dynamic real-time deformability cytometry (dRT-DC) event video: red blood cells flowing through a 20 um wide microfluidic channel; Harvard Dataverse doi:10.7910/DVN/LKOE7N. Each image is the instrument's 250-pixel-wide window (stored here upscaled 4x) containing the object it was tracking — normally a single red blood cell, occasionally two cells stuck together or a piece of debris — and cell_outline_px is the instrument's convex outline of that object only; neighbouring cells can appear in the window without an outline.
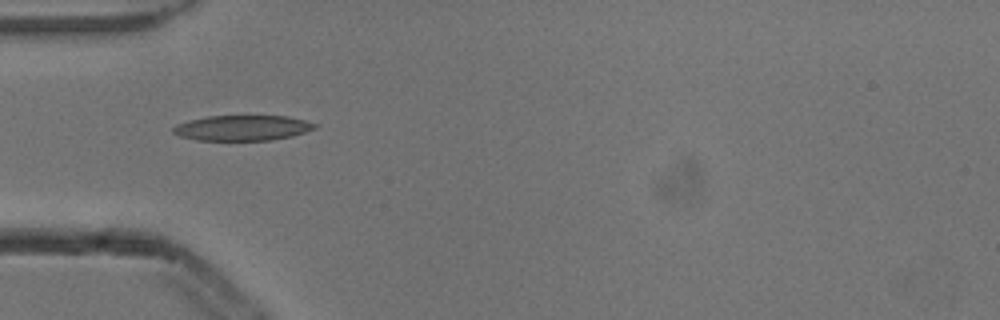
{"species": "common noctule bat (a hibernating species)", "species_latin": "Nyctalus noctula", "temperature_condition": "cold", "stored_images_in_passage": 7, "camera_frame_rate_fps": 3000, "um_per_image_px": 0.085, "animal": {"sex": "male", "body_mass_g": 13.3}, "frame": {"image": 1, "passage_image": 6, "time_ms": 1.667, "image_size_px": [1000, 320], "cell_outline_px": [[316, 128], [292, 136], [272, 140], [196, 140], [180, 136], [172, 132], [172, 128], [176, 124], [188, 120], [208, 116], [288, 116], [304, 120], [316, 124]], "centroid_in_image_um": [20.57, 10.87], "position_along_channel_um": 64.4, "area_um2": 20.87}}
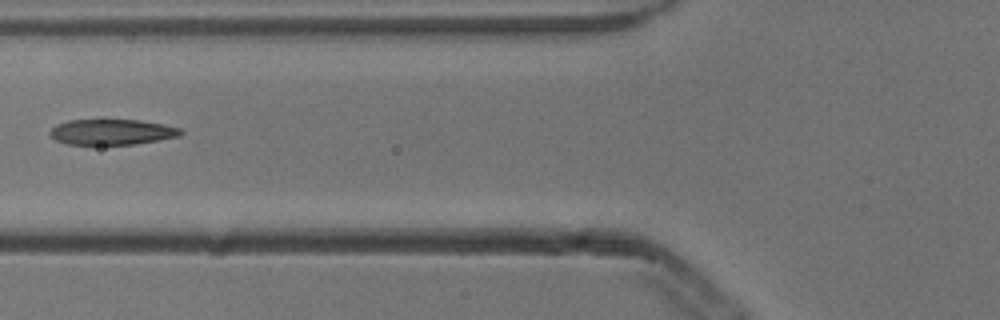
{"frame": {"image": 2, "passage_image": 7, "time_ms": 2.0, "image_size_px": [1000, 320], "cell_outline_px": [[184, 132], [180, 136], [136, 144], [92, 148], [68, 144], [56, 140], [48, 132], [56, 124], [68, 120], [140, 120], [164, 124], [180, 128]], "centroid_in_image_um": [9.48, 11.27], "position_along_channel_um": 116.3, "area_um2": 20.4}}